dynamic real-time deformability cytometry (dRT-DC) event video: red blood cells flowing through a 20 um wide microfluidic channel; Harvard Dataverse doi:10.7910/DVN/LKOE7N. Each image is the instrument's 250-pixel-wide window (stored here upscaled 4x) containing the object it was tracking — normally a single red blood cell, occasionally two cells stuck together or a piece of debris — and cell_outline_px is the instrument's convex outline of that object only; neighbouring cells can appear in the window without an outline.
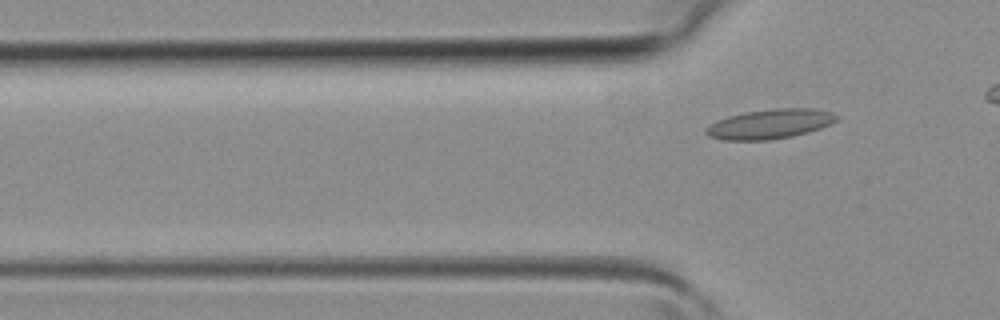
{"species": "common noctule bat (a hibernating species)", "species_latin": "Nyctalus noctula", "temperature_condition": "room temperature", "stored_images_in_passage": 2, "camera_frame_rate_fps": 3000, "um_per_image_px": 0.085, "animal": {"sex": "female", "body_mass_g": 19.3, "forearm_length_mm": 54.1}, "frame": {"image": 1, "passage_image": 2, "time_ms": 0.333, "image_size_px": [1000, 320], "cell_outline_px": [[840, 116], [836, 120], [820, 128], [808, 132], [792, 136], [768, 140], [724, 140], [708, 136], [704, 132], [704, 128], [716, 120], [728, 116], [744, 112], [776, 108], [816, 108], [832, 112]], "centroid_in_image_um": [65.42, 10.53], "position_along_channel_um": 60.4, "area_um2": 22.66}}